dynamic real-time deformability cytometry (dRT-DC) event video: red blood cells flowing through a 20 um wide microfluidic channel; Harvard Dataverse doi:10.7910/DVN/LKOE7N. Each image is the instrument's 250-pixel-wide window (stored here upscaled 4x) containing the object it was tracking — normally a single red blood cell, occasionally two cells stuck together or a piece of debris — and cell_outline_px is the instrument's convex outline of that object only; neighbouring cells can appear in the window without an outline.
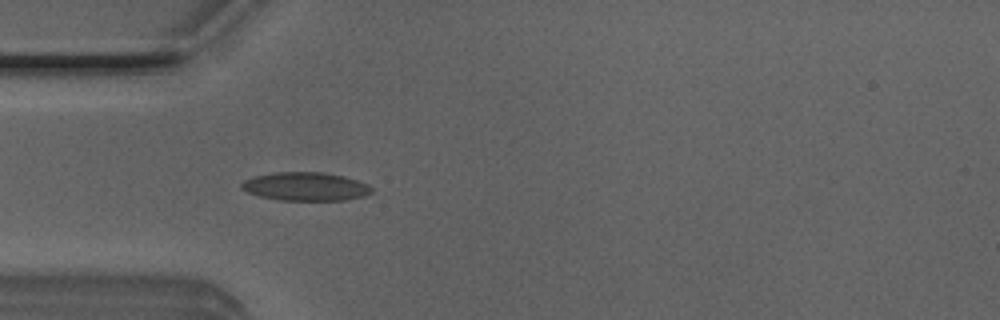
{"species": "Egyptian fruit bat (a non-hibernating species)", "species_latin": "Rousettus aegyptiacus", "temperature_condition": "room temperature", "stored_images_in_passage": 43, "camera_frame_rate_fps": 3000, "um_per_image_px": 0.085, "animal": {"sex": "male"}, "frame": {"image": 1, "passage_image": 7, "time_ms": 2.0, "image_size_px": [1000, 320], "cell_outline_px": [[372, 192], [364, 196], [344, 200], [280, 200], [260, 196], [248, 192], [240, 188], [240, 184], [244, 180], [252, 176], [276, 172], [324, 172], [344, 176], [368, 184], [372, 188]], "centroid_in_image_um": [25.95, 15.84], "position_along_channel_um": 59.0, "area_um2": 21.62}}
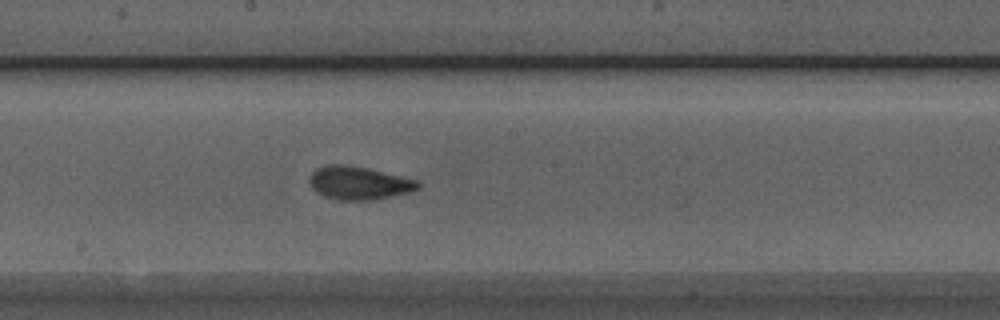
{"frame": {"image": 2, "passage_image": 19, "time_ms": 6.0, "image_size_px": [1000, 320], "cell_outline_px": [[420, 188], [408, 192], [368, 200], [340, 200], [324, 196], [316, 192], [312, 188], [308, 180], [308, 176], [316, 168], [328, 164], [344, 164], [368, 168], [420, 180]], "centroid_in_image_um": [30.48, 15.53], "position_along_channel_um": 217.7, "area_um2": 21.04}}
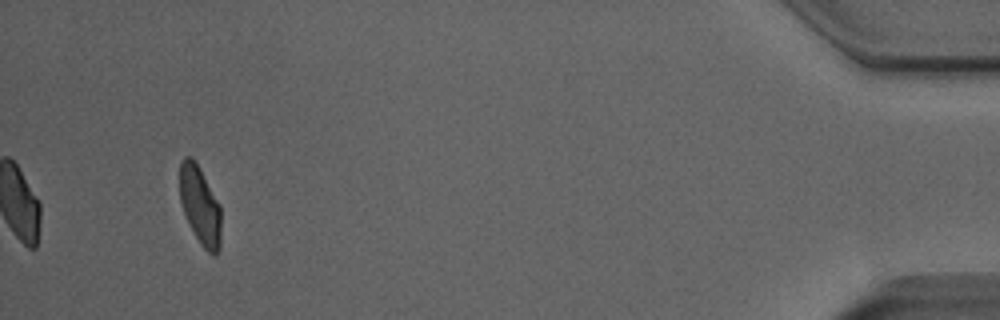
{"frame": {"image": 3, "passage_image": 40, "time_ms": 13.0, "image_size_px": [1000, 320], "cell_outline_px": [[220, 248], [216, 256], [212, 256], [200, 244], [184, 212], [180, 200], [180, 160], [184, 156], [192, 156], [196, 160], [220, 204]], "centroid_in_image_um": [17.01, 17.43], "position_along_channel_um": 418.2, "area_um2": 18.96}, "authors_computed_cell_mechanics": {"area_um2": 19.941, "velocity_mm_per_s": 4.0113, "shape_relaxation_time_tau1_ms": 4.0639, "shape_relaxation_time_tau2_ms": 1.0344, "deformation_change_tau1": 0.1383, "deformation_change_tau2": 0.0721}}